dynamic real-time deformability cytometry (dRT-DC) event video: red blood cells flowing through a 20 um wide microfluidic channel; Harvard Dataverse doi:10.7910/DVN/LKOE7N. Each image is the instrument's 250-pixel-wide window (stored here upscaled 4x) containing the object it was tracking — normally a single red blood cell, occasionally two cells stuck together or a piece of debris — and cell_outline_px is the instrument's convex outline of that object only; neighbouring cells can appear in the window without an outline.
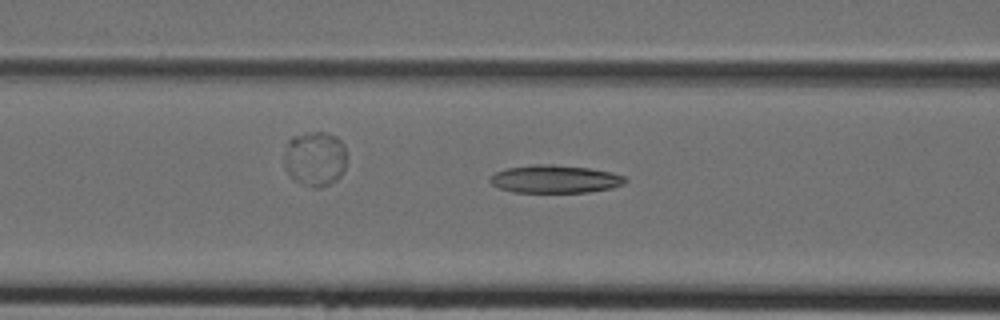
{"species": "Egyptian fruit bat (a non-hibernating species)", "species_latin": "Rousettus aegyptiacus", "temperature_condition": "cold", "stored_images_in_passage": 15, "camera_frame_rate_fps": 3000, "um_per_image_px": 0.085, "animal": {"sex": "female"}, "frame": {"image": 1, "passage_image": 13, "time_ms": 4.0, "image_size_px": [1000, 320], "cell_outline_px": [[628, 180], [624, 184], [612, 188], [588, 192], [512, 192], [500, 188], [492, 184], [488, 180], [496, 172], [508, 168], [536, 164], [552, 164], [588, 168], [612, 172], [624, 176]], "centroid_in_image_um": [47.2, 15.22], "position_along_channel_um": 119.4, "area_um2": 21.91}}